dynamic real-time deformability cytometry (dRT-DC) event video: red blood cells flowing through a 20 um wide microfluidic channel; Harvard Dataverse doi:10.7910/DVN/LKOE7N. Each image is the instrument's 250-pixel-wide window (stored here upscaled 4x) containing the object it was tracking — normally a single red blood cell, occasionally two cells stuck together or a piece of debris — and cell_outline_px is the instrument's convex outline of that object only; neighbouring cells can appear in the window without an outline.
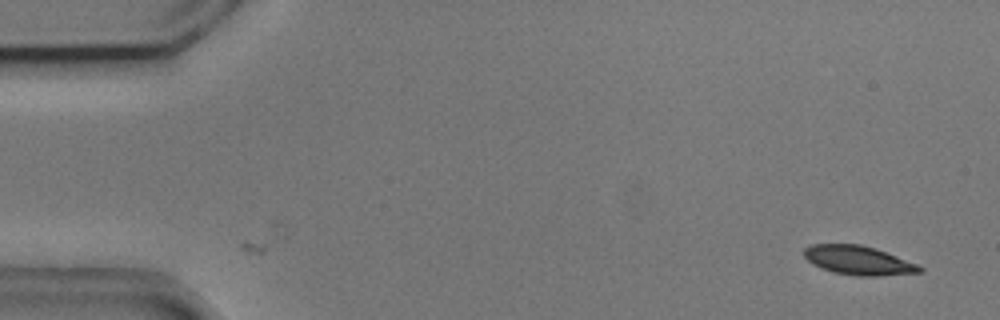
{"species": "common noctule bat (a hibernating species)", "species_latin": "Nyctalus noctula", "temperature_condition": "cold", "stored_images_in_passage": 3, "camera_frame_rate_fps": 3000, "um_per_image_px": 0.085, "animal": {"sex": "male", "body_mass_g": 20.5, "forearm_length_mm": 52.5}, "frame": {"image": 1, "passage_image": 3, "time_ms": 0.667, "image_size_px": [1000, 320], "cell_outline_px": [[924, 272], [880, 276], [856, 276], [832, 272], [812, 264], [804, 256], [804, 248], [812, 244], [860, 244], [876, 248], [916, 264], [924, 268]], "centroid_in_image_um": [72.96, 22.13], "position_along_channel_um": 12.0, "area_um2": 19.59}}